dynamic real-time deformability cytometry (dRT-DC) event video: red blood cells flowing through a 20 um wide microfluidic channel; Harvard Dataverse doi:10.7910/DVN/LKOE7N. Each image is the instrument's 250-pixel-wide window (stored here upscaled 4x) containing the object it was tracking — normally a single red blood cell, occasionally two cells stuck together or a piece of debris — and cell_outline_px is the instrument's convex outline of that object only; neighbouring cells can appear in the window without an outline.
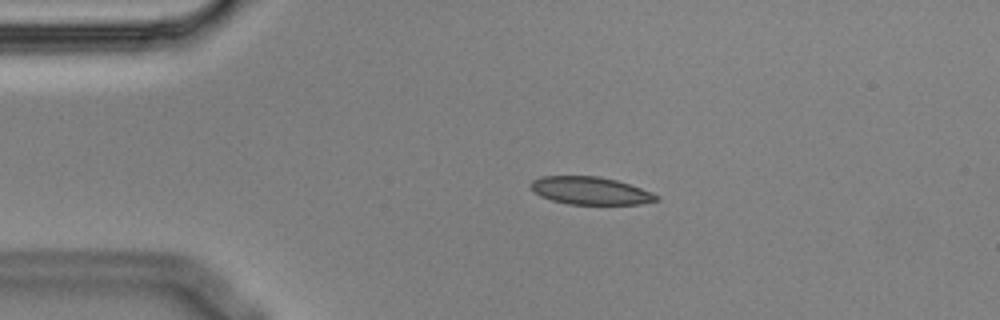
{"species": "Egyptian fruit bat (a non-hibernating species)", "species_latin": "Rousettus aegyptiacus", "temperature_condition": "cold", "stored_images_in_passage": 4, "camera_frame_rate_fps": 3000, "um_per_image_px": 0.085, "animal": {"sex": "male"}, "frame": {"image": 1, "passage_image": 3, "time_ms": 0.667, "image_size_px": [1000, 320], "cell_outline_px": [[660, 200], [640, 204], [568, 204], [552, 200], [540, 196], [532, 188], [532, 180], [540, 176], [600, 176], [616, 180], [652, 192], [660, 196]], "centroid_in_image_um": [50.21, 16.21], "position_along_channel_um": 34.8, "area_um2": 20.17}}